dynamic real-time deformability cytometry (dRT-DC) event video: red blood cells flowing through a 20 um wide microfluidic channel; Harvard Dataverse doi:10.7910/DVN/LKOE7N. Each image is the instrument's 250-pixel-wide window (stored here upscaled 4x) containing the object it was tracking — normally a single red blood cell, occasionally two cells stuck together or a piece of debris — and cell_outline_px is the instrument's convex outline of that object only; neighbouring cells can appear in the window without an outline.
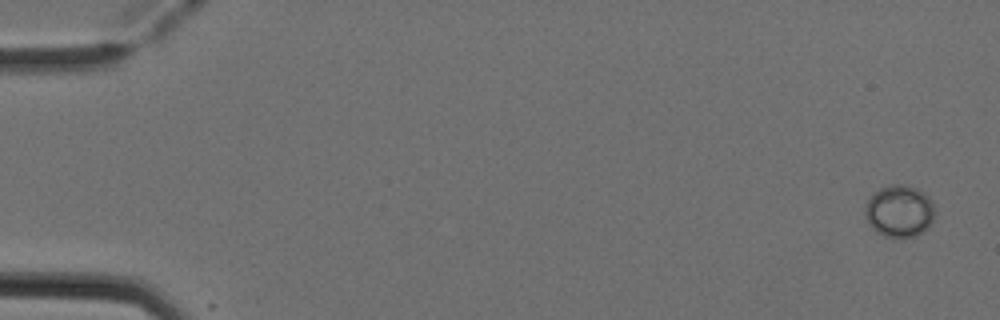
{"species": "Egyptian fruit bat (a non-hibernating species)", "species_latin": "Rousettus aegyptiacus", "temperature_condition": "cold", "stored_images_in_passage": 5, "camera_frame_rate_fps": 3000, "um_per_image_px": 0.085, "animal": {"sex": "female"}, "frame": {"image": 1, "passage_image": 1, "time_ms": 0.0, "image_size_px": [1000, 320], "cell_outline_px": [[932, 224], [928, 228], [916, 236], [900, 240], [896, 240], [884, 236], [876, 232], [868, 224], [864, 212], [864, 208], [868, 200], [880, 188], [892, 184], [904, 184], [916, 188], [924, 192], [932, 200]], "centroid_in_image_um": [76.43, 17.99], "position_along_channel_um": 8.6, "area_um2": 21.5}}